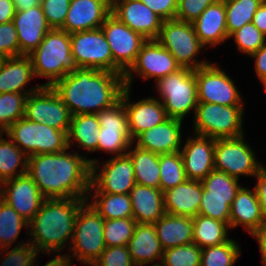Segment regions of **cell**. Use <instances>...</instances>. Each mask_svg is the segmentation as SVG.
I'll use <instances>...</instances> for the list:
<instances>
[{
  "label": "cell",
  "mask_w": 266,
  "mask_h": 266,
  "mask_svg": "<svg viewBox=\"0 0 266 266\" xmlns=\"http://www.w3.org/2000/svg\"><path fill=\"white\" fill-rule=\"evenodd\" d=\"M264 221L255 187L251 189L241 186L230 207L229 226L231 230L241 226L251 235Z\"/></svg>",
  "instance_id": "obj_27"
},
{
  "label": "cell",
  "mask_w": 266,
  "mask_h": 266,
  "mask_svg": "<svg viewBox=\"0 0 266 266\" xmlns=\"http://www.w3.org/2000/svg\"><path fill=\"white\" fill-rule=\"evenodd\" d=\"M154 85L168 117L183 121L192 112L194 117L199 103L195 70L181 68Z\"/></svg>",
  "instance_id": "obj_6"
},
{
  "label": "cell",
  "mask_w": 266,
  "mask_h": 266,
  "mask_svg": "<svg viewBox=\"0 0 266 266\" xmlns=\"http://www.w3.org/2000/svg\"><path fill=\"white\" fill-rule=\"evenodd\" d=\"M104 219L86 200L76 216L72 241L66 253L73 259L92 266L105 250Z\"/></svg>",
  "instance_id": "obj_5"
},
{
  "label": "cell",
  "mask_w": 266,
  "mask_h": 266,
  "mask_svg": "<svg viewBox=\"0 0 266 266\" xmlns=\"http://www.w3.org/2000/svg\"><path fill=\"white\" fill-rule=\"evenodd\" d=\"M240 180L225 172L212 170L202 181V197L217 199H234L242 186Z\"/></svg>",
  "instance_id": "obj_37"
},
{
  "label": "cell",
  "mask_w": 266,
  "mask_h": 266,
  "mask_svg": "<svg viewBox=\"0 0 266 266\" xmlns=\"http://www.w3.org/2000/svg\"><path fill=\"white\" fill-rule=\"evenodd\" d=\"M202 249L195 243L164 250L160 266H201Z\"/></svg>",
  "instance_id": "obj_45"
},
{
  "label": "cell",
  "mask_w": 266,
  "mask_h": 266,
  "mask_svg": "<svg viewBox=\"0 0 266 266\" xmlns=\"http://www.w3.org/2000/svg\"><path fill=\"white\" fill-rule=\"evenodd\" d=\"M92 266H136L128 246L106 247Z\"/></svg>",
  "instance_id": "obj_49"
},
{
  "label": "cell",
  "mask_w": 266,
  "mask_h": 266,
  "mask_svg": "<svg viewBox=\"0 0 266 266\" xmlns=\"http://www.w3.org/2000/svg\"><path fill=\"white\" fill-rule=\"evenodd\" d=\"M44 255H55L51 260H48V262L44 266H74V261L67 255L63 253H55V254H44Z\"/></svg>",
  "instance_id": "obj_58"
},
{
  "label": "cell",
  "mask_w": 266,
  "mask_h": 266,
  "mask_svg": "<svg viewBox=\"0 0 266 266\" xmlns=\"http://www.w3.org/2000/svg\"><path fill=\"white\" fill-rule=\"evenodd\" d=\"M136 224L134 218L104 219L103 236L106 247L128 245Z\"/></svg>",
  "instance_id": "obj_44"
},
{
  "label": "cell",
  "mask_w": 266,
  "mask_h": 266,
  "mask_svg": "<svg viewBox=\"0 0 266 266\" xmlns=\"http://www.w3.org/2000/svg\"><path fill=\"white\" fill-rule=\"evenodd\" d=\"M100 123L97 151L112 157L123 156L128 152L133 139L129 133L127 112L120 99L112 107L96 113Z\"/></svg>",
  "instance_id": "obj_15"
},
{
  "label": "cell",
  "mask_w": 266,
  "mask_h": 266,
  "mask_svg": "<svg viewBox=\"0 0 266 266\" xmlns=\"http://www.w3.org/2000/svg\"><path fill=\"white\" fill-rule=\"evenodd\" d=\"M35 79L33 65L29 56L4 58L0 65V93H33L42 84L27 86Z\"/></svg>",
  "instance_id": "obj_25"
},
{
  "label": "cell",
  "mask_w": 266,
  "mask_h": 266,
  "mask_svg": "<svg viewBox=\"0 0 266 266\" xmlns=\"http://www.w3.org/2000/svg\"><path fill=\"white\" fill-rule=\"evenodd\" d=\"M156 40L171 53L181 68L195 70L210 62L197 59L205 47L200 43L192 23L164 20Z\"/></svg>",
  "instance_id": "obj_9"
},
{
  "label": "cell",
  "mask_w": 266,
  "mask_h": 266,
  "mask_svg": "<svg viewBox=\"0 0 266 266\" xmlns=\"http://www.w3.org/2000/svg\"><path fill=\"white\" fill-rule=\"evenodd\" d=\"M193 219V243L201 249L223 244L229 241V224L198 214Z\"/></svg>",
  "instance_id": "obj_34"
},
{
  "label": "cell",
  "mask_w": 266,
  "mask_h": 266,
  "mask_svg": "<svg viewBox=\"0 0 266 266\" xmlns=\"http://www.w3.org/2000/svg\"><path fill=\"white\" fill-rule=\"evenodd\" d=\"M229 39L234 40L239 53L249 57L266 42V36L252 22L233 32Z\"/></svg>",
  "instance_id": "obj_46"
},
{
  "label": "cell",
  "mask_w": 266,
  "mask_h": 266,
  "mask_svg": "<svg viewBox=\"0 0 266 266\" xmlns=\"http://www.w3.org/2000/svg\"><path fill=\"white\" fill-rule=\"evenodd\" d=\"M89 200L92 207L105 220L133 218L129 194L88 193L87 201Z\"/></svg>",
  "instance_id": "obj_36"
},
{
  "label": "cell",
  "mask_w": 266,
  "mask_h": 266,
  "mask_svg": "<svg viewBox=\"0 0 266 266\" xmlns=\"http://www.w3.org/2000/svg\"><path fill=\"white\" fill-rule=\"evenodd\" d=\"M260 83L263 85V87H264L263 90L266 92V78H264L263 80H261Z\"/></svg>",
  "instance_id": "obj_61"
},
{
  "label": "cell",
  "mask_w": 266,
  "mask_h": 266,
  "mask_svg": "<svg viewBox=\"0 0 266 266\" xmlns=\"http://www.w3.org/2000/svg\"><path fill=\"white\" fill-rule=\"evenodd\" d=\"M131 89L124 87L120 99L127 112L129 133L134 140L143 131L149 130L167 120L166 110L156 96L131 101Z\"/></svg>",
  "instance_id": "obj_19"
},
{
  "label": "cell",
  "mask_w": 266,
  "mask_h": 266,
  "mask_svg": "<svg viewBox=\"0 0 266 266\" xmlns=\"http://www.w3.org/2000/svg\"><path fill=\"white\" fill-rule=\"evenodd\" d=\"M259 244V249L261 253L262 266H266V221L256 229L252 234Z\"/></svg>",
  "instance_id": "obj_56"
},
{
  "label": "cell",
  "mask_w": 266,
  "mask_h": 266,
  "mask_svg": "<svg viewBox=\"0 0 266 266\" xmlns=\"http://www.w3.org/2000/svg\"><path fill=\"white\" fill-rule=\"evenodd\" d=\"M163 20L175 19L178 0H140Z\"/></svg>",
  "instance_id": "obj_52"
},
{
  "label": "cell",
  "mask_w": 266,
  "mask_h": 266,
  "mask_svg": "<svg viewBox=\"0 0 266 266\" xmlns=\"http://www.w3.org/2000/svg\"><path fill=\"white\" fill-rule=\"evenodd\" d=\"M192 25L200 43L206 49L227 42L229 37L227 34L225 1L217 0L209 5Z\"/></svg>",
  "instance_id": "obj_26"
},
{
  "label": "cell",
  "mask_w": 266,
  "mask_h": 266,
  "mask_svg": "<svg viewBox=\"0 0 266 266\" xmlns=\"http://www.w3.org/2000/svg\"><path fill=\"white\" fill-rule=\"evenodd\" d=\"M0 133V185L27 173L28 156L8 137ZM19 168V169H18Z\"/></svg>",
  "instance_id": "obj_35"
},
{
  "label": "cell",
  "mask_w": 266,
  "mask_h": 266,
  "mask_svg": "<svg viewBox=\"0 0 266 266\" xmlns=\"http://www.w3.org/2000/svg\"><path fill=\"white\" fill-rule=\"evenodd\" d=\"M245 106H223L199 102L192 134L210 138H235L244 135Z\"/></svg>",
  "instance_id": "obj_7"
},
{
  "label": "cell",
  "mask_w": 266,
  "mask_h": 266,
  "mask_svg": "<svg viewBox=\"0 0 266 266\" xmlns=\"http://www.w3.org/2000/svg\"><path fill=\"white\" fill-rule=\"evenodd\" d=\"M182 125V120L169 117L163 123L140 133L133 144L157 154L180 151L184 141Z\"/></svg>",
  "instance_id": "obj_23"
},
{
  "label": "cell",
  "mask_w": 266,
  "mask_h": 266,
  "mask_svg": "<svg viewBox=\"0 0 266 266\" xmlns=\"http://www.w3.org/2000/svg\"><path fill=\"white\" fill-rule=\"evenodd\" d=\"M245 134L235 138L216 139L214 169L240 180V176L253 177L264 166L258 161L252 145L246 142Z\"/></svg>",
  "instance_id": "obj_10"
},
{
  "label": "cell",
  "mask_w": 266,
  "mask_h": 266,
  "mask_svg": "<svg viewBox=\"0 0 266 266\" xmlns=\"http://www.w3.org/2000/svg\"><path fill=\"white\" fill-rule=\"evenodd\" d=\"M126 154L132 160L135 182L143 186L159 188V154L138 148L133 143Z\"/></svg>",
  "instance_id": "obj_33"
},
{
  "label": "cell",
  "mask_w": 266,
  "mask_h": 266,
  "mask_svg": "<svg viewBox=\"0 0 266 266\" xmlns=\"http://www.w3.org/2000/svg\"><path fill=\"white\" fill-rule=\"evenodd\" d=\"M198 102L245 106L234 80L216 62L195 69Z\"/></svg>",
  "instance_id": "obj_12"
},
{
  "label": "cell",
  "mask_w": 266,
  "mask_h": 266,
  "mask_svg": "<svg viewBox=\"0 0 266 266\" xmlns=\"http://www.w3.org/2000/svg\"><path fill=\"white\" fill-rule=\"evenodd\" d=\"M4 133L27 156L58 153L69 148L66 131H60L45 123H36L24 117L13 123Z\"/></svg>",
  "instance_id": "obj_8"
},
{
  "label": "cell",
  "mask_w": 266,
  "mask_h": 266,
  "mask_svg": "<svg viewBox=\"0 0 266 266\" xmlns=\"http://www.w3.org/2000/svg\"><path fill=\"white\" fill-rule=\"evenodd\" d=\"M111 13L145 39H157L163 19L140 0H121L111 7Z\"/></svg>",
  "instance_id": "obj_20"
},
{
  "label": "cell",
  "mask_w": 266,
  "mask_h": 266,
  "mask_svg": "<svg viewBox=\"0 0 266 266\" xmlns=\"http://www.w3.org/2000/svg\"><path fill=\"white\" fill-rule=\"evenodd\" d=\"M28 222L24 220L10 205L0 198V249L12 247Z\"/></svg>",
  "instance_id": "obj_40"
},
{
  "label": "cell",
  "mask_w": 266,
  "mask_h": 266,
  "mask_svg": "<svg viewBox=\"0 0 266 266\" xmlns=\"http://www.w3.org/2000/svg\"><path fill=\"white\" fill-rule=\"evenodd\" d=\"M13 23L18 34L20 56H28L51 30L39 4L29 9L16 10Z\"/></svg>",
  "instance_id": "obj_22"
},
{
  "label": "cell",
  "mask_w": 266,
  "mask_h": 266,
  "mask_svg": "<svg viewBox=\"0 0 266 266\" xmlns=\"http://www.w3.org/2000/svg\"><path fill=\"white\" fill-rule=\"evenodd\" d=\"M249 58H254V70L259 81L266 78V42Z\"/></svg>",
  "instance_id": "obj_54"
},
{
  "label": "cell",
  "mask_w": 266,
  "mask_h": 266,
  "mask_svg": "<svg viewBox=\"0 0 266 266\" xmlns=\"http://www.w3.org/2000/svg\"><path fill=\"white\" fill-rule=\"evenodd\" d=\"M254 179L257 180L254 187L257 192L258 200L260 201L264 220L266 221V166H263L259 170Z\"/></svg>",
  "instance_id": "obj_53"
},
{
  "label": "cell",
  "mask_w": 266,
  "mask_h": 266,
  "mask_svg": "<svg viewBox=\"0 0 266 266\" xmlns=\"http://www.w3.org/2000/svg\"><path fill=\"white\" fill-rule=\"evenodd\" d=\"M100 123L96 114L73 115L70 122L68 136V147L74 146L78 151L97 152ZM77 143V144H76ZM75 144V145H74Z\"/></svg>",
  "instance_id": "obj_32"
},
{
  "label": "cell",
  "mask_w": 266,
  "mask_h": 266,
  "mask_svg": "<svg viewBox=\"0 0 266 266\" xmlns=\"http://www.w3.org/2000/svg\"><path fill=\"white\" fill-rule=\"evenodd\" d=\"M0 198L28 223L46 199L27 173L3 182L0 185Z\"/></svg>",
  "instance_id": "obj_18"
},
{
  "label": "cell",
  "mask_w": 266,
  "mask_h": 266,
  "mask_svg": "<svg viewBox=\"0 0 266 266\" xmlns=\"http://www.w3.org/2000/svg\"><path fill=\"white\" fill-rule=\"evenodd\" d=\"M28 56L32 61L35 78L47 79L42 86L52 87L77 68L71 53L70 34L61 29H51Z\"/></svg>",
  "instance_id": "obj_4"
},
{
  "label": "cell",
  "mask_w": 266,
  "mask_h": 266,
  "mask_svg": "<svg viewBox=\"0 0 266 266\" xmlns=\"http://www.w3.org/2000/svg\"><path fill=\"white\" fill-rule=\"evenodd\" d=\"M228 37L245 24L251 23L264 0H224Z\"/></svg>",
  "instance_id": "obj_38"
},
{
  "label": "cell",
  "mask_w": 266,
  "mask_h": 266,
  "mask_svg": "<svg viewBox=\"0 0 266 266\" xmlns=\"http://www.w3.org/2000/svg\"><path fill=\"white\" fill-rule=\"evenodd\" d=\"M113 56V73L123 74L134 63L147 40L110 13L101 26Z\"/></svg>",
  "instance_id": "obj_14"
},
{
  "label": "cell",
  "mask_w": 266,
  "mask_h": 266,
  "mask_svg": "<svg viewBox=\"0 0 266 266\" xmlns=\"http://www.w3.org/2000/svg\"><path fill=\"white\" fill-rule=\"evenodd\" d=\"M16 5L13 0H0V24L13 21Z\"/></svg>",
  "instance_id": "obj_55"
},
{
  "label": "cell",
  "mask_w": 266,
  "mask_h": 266,
  "mask_svg": "<svg viewBox=\"0 0 266 266\" xmlns=\"http://www.w3.org/2000/svg\"><path fill=\"white\" fill-rule=\"evenodd\" d=\"M82 156L70 148L58 153L28 156L27 174L46 199H87L91 185L88 153Z\"/></svg>",
  "instance_id": "obj_1"
},
{
  "label": "cell",
  "mask_w": 266,
  "mask_h": 266,
  "mask_svg": "<svg viewBox=\"0 0 266 266\" xmlns=\"http://www.w3.org/2000/svg\"><path fill=\"white\" fill-rule=\"evenodd\" d=\"M89 162L90 193L129 194L136 184L132 160L127 154L110 157L101 163L100 159L90 158Z\"/></svg>",
  "instance_id": "obj_11"
},
{
  "label": "cell",
  "mask_w": 266,
  "mask_h": 266,
  "mask_svg": "<svg viewBox=\"0 0 266 266\" xmlns=\"http://www.w3.org/2000/svg\"><path fill=\"white\" fill-rule=\"evenodd\" d=\"M160 182L162 192L176 187L187 180L180 151L159 154Z\"/></svg>",
  "instance_id": "obj_39"
},
{
  "label": "cell",
  "mask_w": 266,
  "mask_h": 266,
  "mask_svg": "<svg viewBox=\"0 0 266 266\" xmlns=\"http://www.w3.org/2000/svg\"><path fill=\"white\" fill-rule=\"evenodd\" d=\"M133 218L137 223L154 224L166 214L163 192L160 188L135 184L131 189Z\"/></svg>",
  "instance_id": "obj_30"
},
{
  "label": "cell",
  "mask_w": 266,
  "mask_h": 266,
  "mask_svg": "<svg viewBox=\"0 0 266 266\" xmlns=\"http://www.w3.org/2000/svg\"><path fill=\"white\" fill-rule=\"evenodd\" d=\"M242 254L235 239L215 246L202 248L201 266H234Z\"/></svg>",
  "instance_id": "obj_41"
},
{
  "label": "cell",
  "mask_w": 266,
  "mask_h": 266,
  "mask_svg": "<svg viewBox=\"0 0 266 266\" xmlns=\"http://www.w3.org/2000/svg\"><path fill=\"white\" fill-rule=\"evenodd\" d=\"M70 42L77 68L113 72V56L101 28L72 33Z\"/></svg>",
  "instance_id": "obj_17"
},
{
  "label": "cell",
  "mask_w": 266,
  "mask_h": 266,
  "mask_svg": "<svg viewBox=\"0 0 266 266\" xmlns=\"http://www.w3.org/2000/svg\"><path fill=\"white\" fill-rule=\"evenodd\" d=\"M24 118L68 133L72 114L52 87L42 86L27 96Z\"/></svg>",
  "instance_id": "obj_16"
},
{
  "label": "cell",
  "mask_w": 266,
  "mask_h": 266,
  "mask_svg": "<svg viewBox=\"0 0 266 266\" xmlns=\"http://www.w3.org/2000/svg\"><path fill=\"white\" fill-rule=\"evenodd\" d=\"M71 0H40L42 11L51 29L64 25Z\"/></svg>",
  "instance_id": "obj_47"
},
{
  "label": "cell",
  "mask_w": 266,
  "mask_h": 266,
  "mask_svg": "<svg viewBox=\"0 0 266 266\" xmlns=\"http://www.w3.org/2000/svg\"><path fill=\"white\" fill-rule=\"evenodd\" d=\"M215 138L193 134L180 149L187 179L202 181L214 170Z\"/></svg>",
  "instance_id": "obj_21"
},
{
  "label": "cell",
  "mask_w": 266,
  "mask_h": 266,
  "mask_svg": "<svg viewBox=\"0 0 266 266\" xmlns=\"http://www.w3.org/2000/svg\"><path fill=\"white\" fill-rule=\"evenodd\" d=\"M154 226L164 250L193 242V219L190 216L166 213Z\"/></svg>",
  "instance_id": "obj_31"
},
{
  "label": "cell",
  "mask_w": 266,
  "mask_h": 266,
  "mask_svg": "<svg viewBox=\"0 0 266 266\" xmlns=\"http://www.w3.org/2000/svg\"><path fill=\"white\" fill-rule=\"evenodd\" d=\"M16 5V10L29 9L40 3V0H13Z\"/></svg>",
  "instance_id": "obj_59"
},
{
  "label": "cell",
  "mask_w": 266,
  "mask_h": 266,
  "mask_svg": "<svg viewBox=\"0 0 266 266\" xmlns=\"http://www.w3.org/2000/svg\"><path fill=\"white\" fill-rule=\"evenodd\" d=\"M109 3V6L112 7L114 4H116L117 2L121 1V0H107Z\"/></svg>",
  "instance_id": "obj_60"
},
{
  "label": "cell",
  "mask_w": 266,
  "mask_h": 266,
  "mask_svg": "<svg viewBox=\"0 0 266 266\" xmlns=\"http://www.w3.org/2000/svg\"><path fill=\"white\" fill-rule=\"evenodd\" d=\"M0 55L4 58L20 56L18 34L13 21L0 24Z\"/></svg>",
  "instance_id": "obj_50"
},
{
  "label": "cell",
  "mask_w": 266,
  "mask_h": 266,
  "mask_svg": "<svg viewBox=\"0 0 266 266\" xmlns=\"http://www.w3.org/2000/svg\"><path fill=\"white\" fill-rule=\"evenodd\" d=\"M202 193L201 181L190 179L163 192L166 213L190 217L197 216Z\"/></svg>",
  "instance_id": "obj_29"
},
{
  "label": "cell",
  "mask_w": 266,
  "mask_h": 266,
  "mask_svg": "<svg viewBox=\"0 0 266 266\" xmlns=\"http://www.w3.org/2000/svg\"><path fill=\"white\" fill-rule=\"evenodd\" d=\"M3 59H4V57L2 55H0V65H1Z\"/></svg>",
  "instance_id": "obj_62"
},
{
  "label": "cell",
  "mask_w": 266,
  "mask_h": 266,
  "mask_svg": "<svg viewBox=\"0 0 266 266\" xmlns=\"http://www.w3.org/2000/svg\"><path fill=\"white\" fill-rule=\"evenodd\" d=\"M217 0H178L176 20L193 23L202 12Z\"/></svg>",
  "instance_id": "obj_51"
},
{
  "label": "cell",
  "mask_w": 266,
  "mask_h": 266,
  "mask_svg": "<svg viewBox=\"0 0 266 266\" xmlns=\"http://www.w3.org/2000/svg\"><path fill=\"white\" fill-rule=\"evenodd\" d=\"M233 200L202 197L198 214L229 224L230 207Z\"/></svg>",
  "instance_id": "obj_48"
},
{
  "label": "cell",
  "mask_w": 266,
  "mask_h": 266,
  "mask_svg": "<svg viewBox=\"0 0 266 266\" xmlns=\"http://www.w3.org/2000/svg\"><path fill=\"white\" fill-rule=\"evenodd\" d=\"M111 7L107 0H71L61 30L69 34L101 28Z\"/></svg>",
  "instance_id": "obj_24"
},
{
  "label": "cell",
  "mask_w": 266,
  "mask_h": 266,
  "mask_svg": "<svg viewBox=\"0 0 266 266\" xmlns=\"http://www.w3.org/2000/svg\"><path fill=\"white\" fill-rule=\"evenodd\" d=\"M2 253L4 256L0 266H39L40 263L37 259L41 257V253L27 239L17 242L11 250L10 247L1 248L0 254Z\"/></svg>",
  "instance_id": "obj_43"
},
{
  "label": "cell",
  "mask_w": 266,
  "mask_h": 266,
  "mask_svg": "<svg viewBox=\"0 0 266 266\" xmlns=\"http://www.w3.org/2000/svg\"><path fill=\"white\" fill-rule=\"evenodd\" d=\"M252 23L266 36V0L258 7Z\"/></svg>",
  "instance_id": "obj_57"
},
{
  "label": "cell",
  "mask_w": 266,
  "mask_h": 266,
  "mask_svg": "<svg viewBox=\"0 0 266 266\" xmlns=\"http://www.w3.org/2000/svg\"><path fill=\"white\" fill-rule=\"evenodd\" d=\"M30 93H0V132L24 117L25 101Z\"/></svg>",
  "instance_id": "obj_42"
},
{
  "label": "cell",
  "mask_w": 266,
  "mask_h": 266,
  "mask_svg": "<svg viewBox=\"0 0 266 266\" xmlns=\"http://www.w3.org/2000/svg\"><path fill=\"white\" fill-rule=\"evenodd\" d=\"M87 199H45L28 224V241L40 253H63L69 248L80 206ZM69 241V242H68Z\"/></svg>",
  "instance_id": "obj_3"
},
{
  "label": "cell",
  "mask_w": 266,
  "mask_h": 266,
  "mask_svg": "<svg viewBox=\"0 0 266 266\" xmlns=\"http://www.w3.org/2000/svg\"><path fill=\"white\" fill-rule=\"evenodd\" d=\"M124 87L123 74L88 68H76L52 86L72 116L96 114L112 107Z\"/></svg>",
  "instance_id": "obj_2"
},
{
  "label": "cell",
  "mask_w": 266,
  "mask_h": 266,
  "mask_svg": "<svg viewBox=\"0 0 266 266\" xmlns=\"http://www.w3.org/2000/svg\"><path fill=\"white\" fill-rule=\"evenodd\" d=\"M179 69L181 66L171 53L156 39H149L143 43L134 63L124 73V85L131 88L135 77H140L144 81L153 79L156 83L159 79Z\"/></svg>",
  "instance_id": "obj_13"
},
{
  "label": "cell",
  "mask_w": 266,
  "mask_h": 266,
  "mask_svg": "<svg viewBox=\"0 0 266 266\" xmlns=\"http://www.w3.org/2000/svg\"><path fill=\"white\" fill-rule=\"evenodd\" d=\"M127 246L136 266H160L164 249L159 242L154 224L137 223Z\"/></svg>",
  "instance_id": "obj_28"
}]
</instances>
